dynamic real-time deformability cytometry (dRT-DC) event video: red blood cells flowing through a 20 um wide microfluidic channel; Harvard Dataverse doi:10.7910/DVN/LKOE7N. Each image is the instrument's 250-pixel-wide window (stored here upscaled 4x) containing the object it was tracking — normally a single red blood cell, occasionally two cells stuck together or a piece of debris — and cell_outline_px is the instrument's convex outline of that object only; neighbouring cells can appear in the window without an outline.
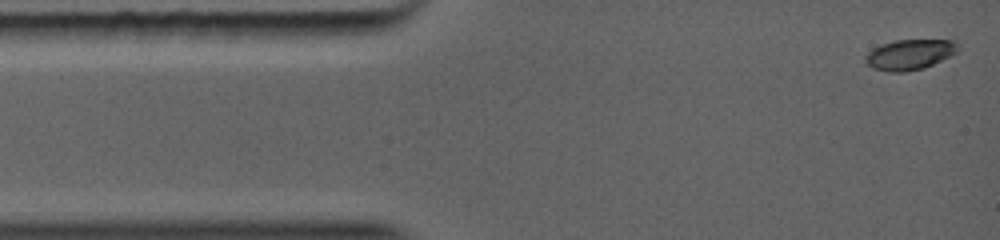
{"species": "common noctule bat (a hibernating species)", "species_latin": "Nyctalus noctula", "temperature_condition": "warm", "stored_images_in_passage": 6, "camera_frame_rate_fps": 5000, "um_per_image_px": 0.085, "animal": {"sex": "female", "body_mass_g": 19.0, "forearm_length_mm": 56.7}, "frame": {"image": 1, "passage_image": 1, "time_ms": 0.0, "image_size_px": [1000, 240], "cell_outline_px": [[960, 44], [956, 52], [924, 68], [904, 72], [888, 72], [872, 68], [864, 60], [864, 56], [872, 48], [880, 44], [896, 40], [952, 40]], "centroid_in_image_um": [77.27, 4.63], "position_along_channel_um": 7.7, "area_um2": 16.36}}